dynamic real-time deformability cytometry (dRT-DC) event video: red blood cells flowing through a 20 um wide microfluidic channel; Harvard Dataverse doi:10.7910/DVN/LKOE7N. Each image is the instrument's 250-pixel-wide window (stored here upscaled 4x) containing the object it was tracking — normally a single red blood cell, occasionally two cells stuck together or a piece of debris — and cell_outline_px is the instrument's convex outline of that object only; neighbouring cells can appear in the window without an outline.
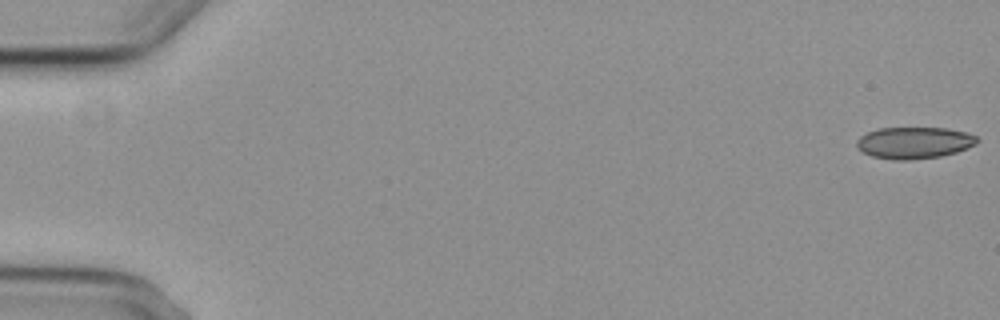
{"species": "common noctule bat (a hibernating species)", "species_latin": "Nyctalus noctula", "temperature_condition": "cold", "stored_images_in_passage": 6, "segment_of_instrument_passage": [1, 2], "camera_frame_rate_fps": 3000, "um_per_image_px": 0.085, "animal": {"sex": "female", "body_mass_g": 29.2, "forearm_length_mm": 56.3}, "frame": {"image": 1, "passage_image": 1, "time_ms": 0.0, "image_size_px": [1000, 320], "cell_outline_px": [[980, 140], [976, 144], [968, 148], [956, 152], [940, 156], [908, 160], [892, 160], [872, 156], [856, 148], [856, 140], [860, 136], [868, 132], [880, 128], [948, 128], [968, 132], [976, 136]], "centroid_in_image_um": [77.72, 12.13], "position_along_channel_um": 7.3, "area_um2": 22.37}}
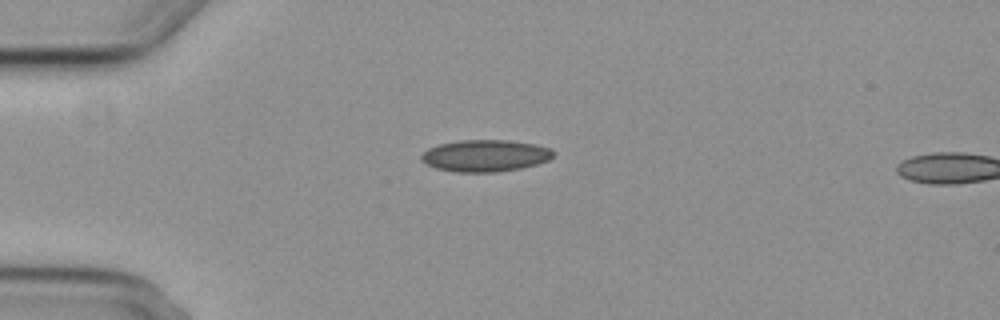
{"frame": {"image": 2, "passage_image": 5, "time_ms": 4.667, "image_size_px": [1000, 320], "cell_outline_px": [[552, 156], [548, 160], [536, 164], [520, 168], [496, 172], [456, 172], [436, 168], [420, 160], [420, 156], [428, 148], [440, 144], [460, 140], [508, 140], [536, 144], [552, 148]], "centroid_in_image_um": [41.24, 13.23], "position_along_channel_um": 43.8, "area_um2": 24.39}}